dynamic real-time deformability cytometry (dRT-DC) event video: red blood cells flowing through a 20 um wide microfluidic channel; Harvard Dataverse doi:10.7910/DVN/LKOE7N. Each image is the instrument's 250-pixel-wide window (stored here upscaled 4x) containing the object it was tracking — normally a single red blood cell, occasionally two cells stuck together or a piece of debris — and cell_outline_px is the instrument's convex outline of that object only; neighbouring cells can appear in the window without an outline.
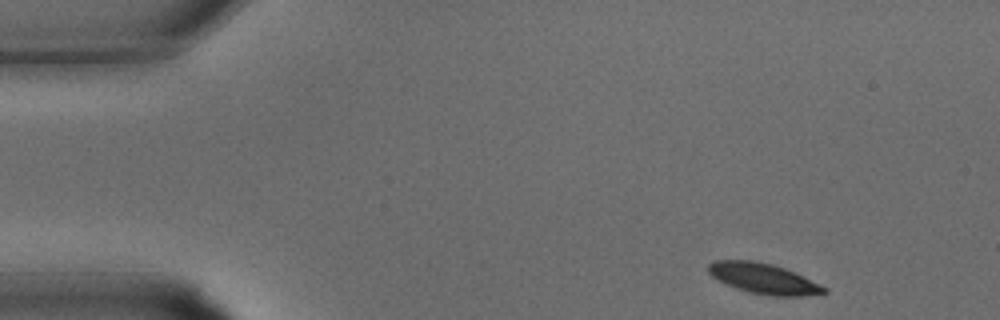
{"species": "common noctule bat (a hibernating species)", "species_latin": "Nyctalus noctula", "temperature_condition": "warm", "stored_images_in_passage": 30, "camera_frame_rate_fps": 3000, "um_per_image_px": 0.085, "animal": {"sex": "male", "body_mass_g": 15.6}, "frame": {"image": 1, "passage_image": 1, "time_ms": 0.0, "image_size_px": [1000, 320], "cell_outline_px": [[828, 292], [800, 296], [772, 296], [748, 292], [736, 288], [712, 276], [708, 272], [708, 264], [712, 260], [752, 260], [772, 264], [796, 272], [828, 288]], "centroid_in_image_um": [64.91, 23.67], "position_along_channel_um": 20.1, "area_um2": 20.52}}
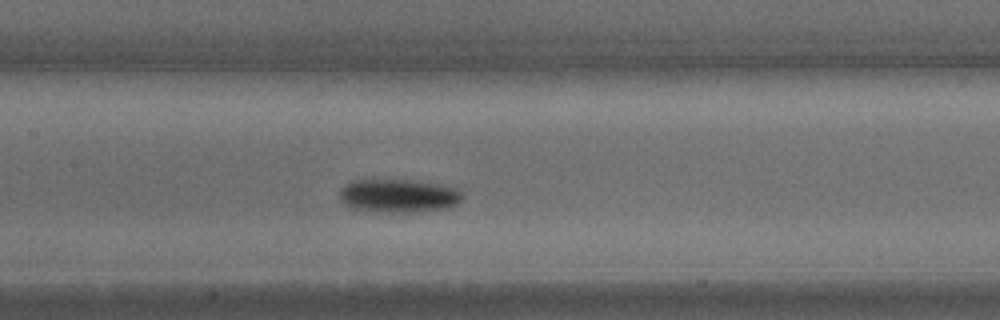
{"frame": {"image": 2, "passage_image": 13, "time_ms": 4.0, "image_size_px": [1000, 320], "cell_outline_px": [[464, 196], [456, 204], [448, 208], [408, 212], [376, 212], [352, 208], [344, 204], [340, 200], [340, 188], [344, 184], [352, 180], [416, 180], [456, 188]], "centroid_in_image_um": [33.83, 16.64], "position_along_channel_um": 173.6, "area_um2": 23.93}}
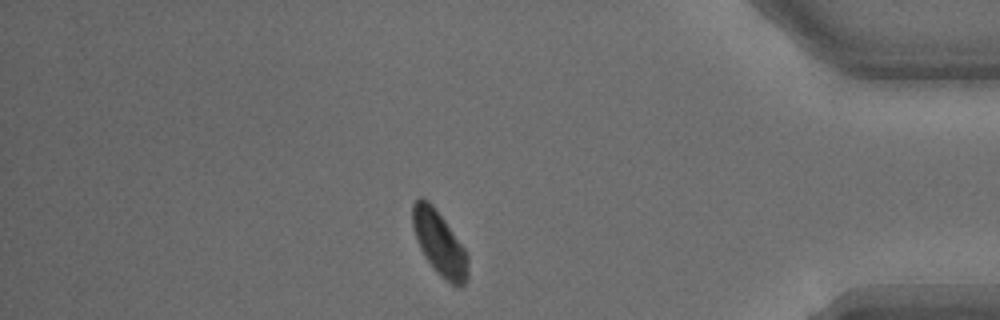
{"frame": {"image": 3, "passage_image": 26, "time_ms": 8.333, "image_size_px": [1000, 320], "cell_outline_px": [[468, 280], [460, 288], [456, 288], [440, 276], [436, 272], [420, 248], [416, 240], [412, 228], [412, 204], [420, 196], [428, 200], [432, 204], [444, 220], [464, 248], [468, 256]], "centroid_in_image_um": [37.35, 20.7], "position_along_channel_um": 397.9, "area_um2": 20.81}}